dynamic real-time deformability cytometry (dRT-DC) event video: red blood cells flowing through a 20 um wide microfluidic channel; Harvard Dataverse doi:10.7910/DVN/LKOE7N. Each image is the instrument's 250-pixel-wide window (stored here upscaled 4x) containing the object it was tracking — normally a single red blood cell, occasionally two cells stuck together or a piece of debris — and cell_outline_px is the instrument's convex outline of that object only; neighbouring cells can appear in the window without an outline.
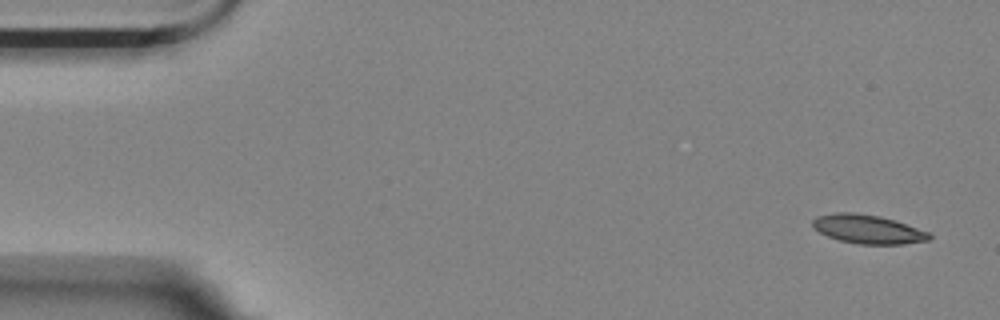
{"species": "Egyptian fruit bat (a non-hibernating species)", "species_latin": "Rousettus aegyptiacus", "temperature_condition": "room temperature", "stored_images_in_passage": 5, "camera_frame_rate_fps": 3000, "um_per_image_px": 0.085, "animal": {"sex": "female"}, "frame": {"image": 1, "passage_image": 1, "time_ms": 0.0, "image_size_px": [1000, 320], "cell_outline_px": [[932, 236], [928, 240], [904, 244], [860, 244], [840, 240], [828, 236], [812, 228], [812, 220], [816, 216], [836, 212], [856, 212], [880, 216], [896, 220], [928, 232]], "centroid_in_image_um": [73.74, 19.46], "position_along_channel_um": 11.3, "area_um2": 19.65}}
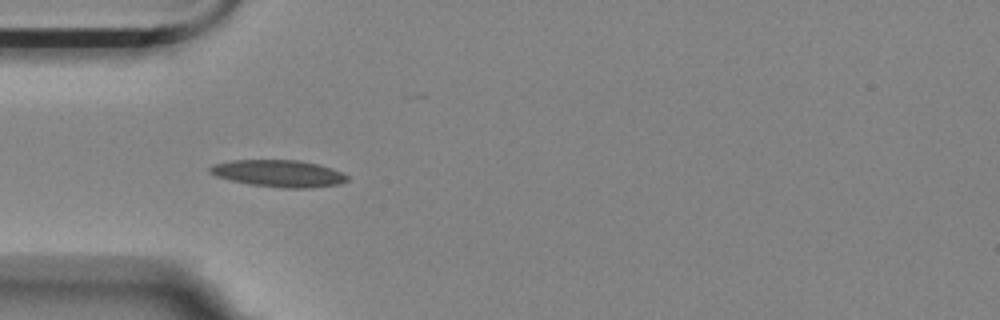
{"frame": {"image": 2, "passage_image": 4, "time_ms": 4.667, "image_size_px": [1000, 320], "cell_outline_px": [[348, 180], [340, 184], [308, 188], [280, 188], [248, 184], [216, 176], [208, 172], [208, 168], [212, 164], [232, 160], [300, 160], [320, 164], [332, 168], [348, 176]], "centroid_in_image_um": [23.68, 14.74], "position_along_channel_um": 61.3, "area_um2": 21.73}}
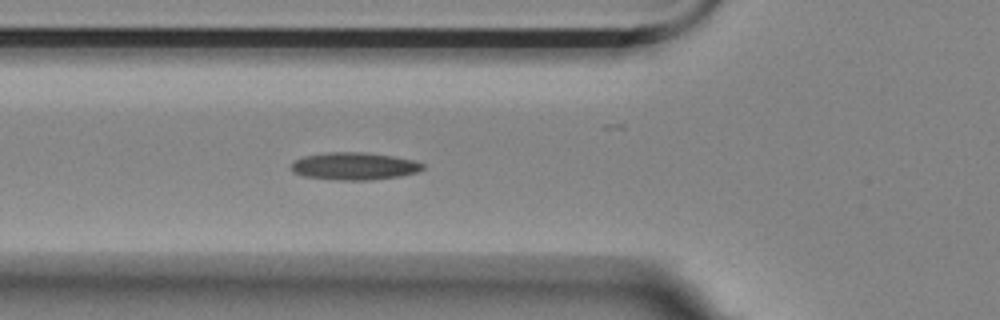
{"frame": {"image": 3, "passage_image": 5, "time_ms": 5.667, "image_size_px": [1000, 320], "cell_outline_px": [[424, 168], [416, 172], [400, 176], [368, 180], [340, 180], [304, 176], [292, 172], [292, 160], [304, 156], [328, 152], [364, 152], [392, 156], [412, 160], [424, 164]], "centroid_in_image_um": [30.08, 14.12], "position_along_channel_um": 95.7, "area_um2": 20.92}}